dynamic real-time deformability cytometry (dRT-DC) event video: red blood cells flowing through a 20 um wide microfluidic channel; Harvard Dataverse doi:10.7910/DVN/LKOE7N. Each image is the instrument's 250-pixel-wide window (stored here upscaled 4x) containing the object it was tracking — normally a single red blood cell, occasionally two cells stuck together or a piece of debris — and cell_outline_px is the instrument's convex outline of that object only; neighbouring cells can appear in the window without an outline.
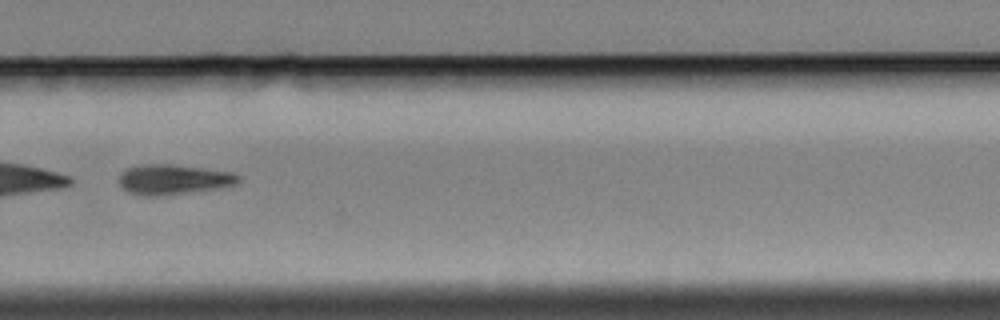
{"species": "Egyptian fruit bat (a non-hibernating species)", "species_latin": "Rousettus aegyptiacus", "temperature_condition": "cold", "stored_images_in_passage": 58, "segment_of_instrument_passage": [2, 2], "camera_frame_rate_fps": 3000, "um_per_image_px": 0.085, "animal": {"sex": "female"}, "frame": {"image": 1, "passage_image": 39, "time_ms": 12.667, "image_size_px": [1000, 320], "cell_outline_px": [[240, 180], [236, 184], [216, 188], [160, 196], [144, 196], [128, 192], [120, 188], [120, 172], [124, 168], [136, 164], [172, 164], [204, 168], [232, 172], [240, 176]], "centroid_in_image_um": [14.67, 15.24], "position_along_channel_um": 315.1, "area_um2": 21.1}}